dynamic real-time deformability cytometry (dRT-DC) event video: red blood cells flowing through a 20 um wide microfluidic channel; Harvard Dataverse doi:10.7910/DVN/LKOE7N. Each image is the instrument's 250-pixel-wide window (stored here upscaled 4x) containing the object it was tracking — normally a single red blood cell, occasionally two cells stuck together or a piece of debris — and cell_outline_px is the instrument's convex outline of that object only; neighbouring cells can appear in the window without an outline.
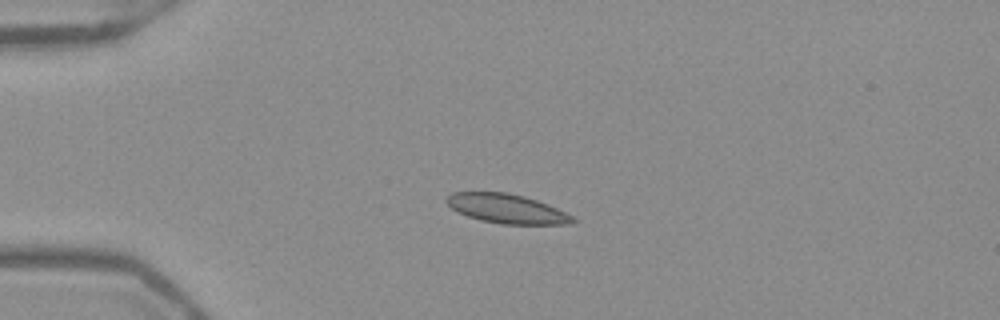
{"species": "Egyptian fruit bat (a non-hibernating species)", "species_latin": "Rousettus aegyptiacus", "temperature_condition": "warm", "stored_images_in_passage": 40, "camera_frame_rate_fps": 3000, "um_per_image_px": 0.085, "frame": {"image": 1, "passage_image": 1, "time_ms": 0.0, "image_size_px": [1000, 320], "cell_outline_px": [[576, 220], [568, 224], [500, 224], [480, 220], [468, 216], [452, 208], [444, 200], [452, 192], [508, 192], [524, 196], [548, 204], [576, 216]], "centroid_in_image_um": [43.11, 17.73], "position_along_channel_um": 41.9, "area_um2": 21.56}}
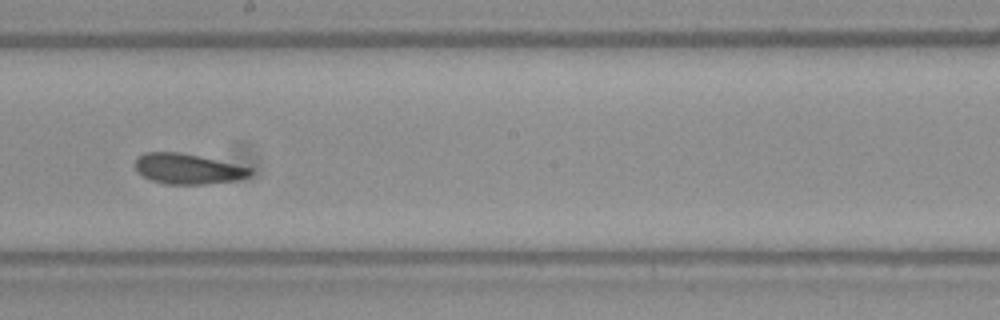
{"frame": {"image": 2, "passage_image": 18, "time_ms": 5.667, "image_size_px": [1000, 320], "cell_outline_px": [[252, 172], [248, 176], [236, 180], [204, 184], [164, 184], [152, 180], [136, 172], [136, 160], [144, 152], [180, 152], [200, 156], [252, 168]], "centroid_in_image_um": [15.95, 14.35], "position_along_channel_um": 232.3, "area_um2": 20.17}}
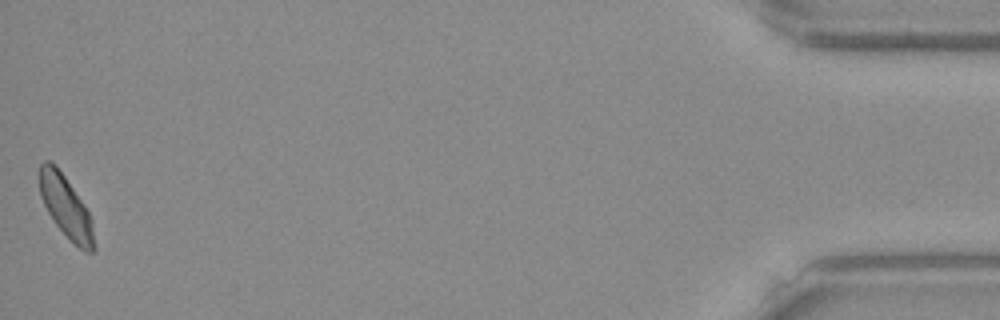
{"frame": {"image": 3, "passage_image": 40, "time_ms": 13.0, "image_size_px": [1000, 320], "cell_outline_px": [[96, 248], [92, 252], [84, 252], [56, 224], [48, 212], [40, 196], [40, 164], [44, 160], [48, 160], [56, 164], [84, 204], [88, 212], [92, 224]], "centroid_in_image_um": [5.61, 17.56], "position_along_channel_um": 429.6, "area_um2": 19.31}, "authors_computed_cell_mechanics": {"area_um2": 20.3167, "velocity_mm_per_s": 3.9165, "shape_relaxation_time_tau1_ms": 8.4614, "shape_relaxation_time_tau2_ms": 1.5716, "deformation_change_tau1": 0.1346, "deformation_change_tau2": 0.0378}}